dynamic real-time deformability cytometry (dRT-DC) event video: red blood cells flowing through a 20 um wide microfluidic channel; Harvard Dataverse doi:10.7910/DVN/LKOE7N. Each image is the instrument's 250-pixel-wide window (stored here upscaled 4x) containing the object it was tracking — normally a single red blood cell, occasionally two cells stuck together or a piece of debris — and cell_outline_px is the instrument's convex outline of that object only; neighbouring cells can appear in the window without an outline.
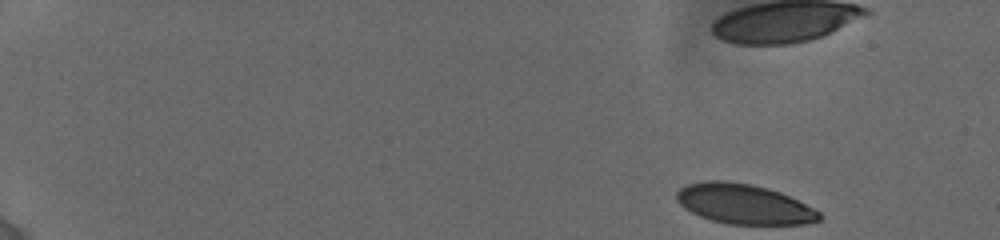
{"species": "human", "species_latin": "Homo sapiens", "temperature_condition": "cold", "stored_images_in_passage": 46, "camera_frame_rate_fps": 3000, "um_per_image_px": 0.085, "donor": {"sex": "female"}, "frame": {"image": 1, "passage_image": 1, "time_ms": 0.0, "image_size_px": [1000, 240], "cell_outline_px": [[820, 220], [804, 224], [728, 224], [712, 220], [700, 216], [684, 208], [676, 200], [676, 192], [680, 188], [688, 184], [704, 180], [724, 180], [748, 184], [768, 188], [780, 192], [820, 212]], "centroid_in_image_um": [63.19, 17.34], "position_along_channel_um": 21.8, "area_um2": 32.95}, "authors_computed_cell_mechanics": {"area_um2": 35.7204, "velocity_mm_per_s": 3.8206, "shape_relaxation_time_tau1_ms": null, "shape_relaxation_time_tau2_ms": 1.3955, "deformation_change_tau1": null, "deformation_change_tau2": 0.068}}